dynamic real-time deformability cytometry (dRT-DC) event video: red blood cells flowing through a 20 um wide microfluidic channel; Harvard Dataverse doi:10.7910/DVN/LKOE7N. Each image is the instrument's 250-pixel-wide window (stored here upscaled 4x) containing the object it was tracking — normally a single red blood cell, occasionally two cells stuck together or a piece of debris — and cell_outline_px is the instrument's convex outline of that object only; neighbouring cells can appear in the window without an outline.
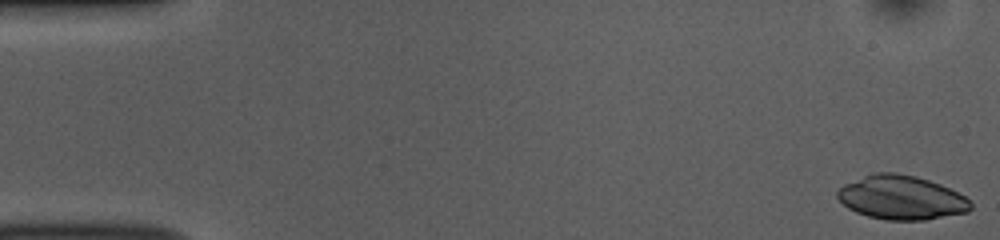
{"species": "common noctule bat (a hibernating species)", "species_latin": "Nyctalus noctula", "temperature_condition": "room temperature", "stored_images_in_passage": 19, "camera_frame_rate_fps": 3000, "um_per_image_px": 0.085, "animal": {"sex": "female", "body_mass_g": 10.0, "forearm_length_mm": 53.1}, "frame": {"image": 1, "passage_image": 1, "time_ms": 0.0, "image_size_px": [1000, 240], "cell_outline_px": [[972, 208], [968, 212], [924, 220], [888, 220], [868, 216], [856, 212], [848, 208], [836, 196], [836, 192], [844, 184], [864, 176], [876, 172], [896, 172], [916, 176], [940, 184], [964, 196], [972, 204]], "centroid_in_image_um": [76.61, 16.79], "position_along_channel_um": 8.4, "area_um2": 33.99}}